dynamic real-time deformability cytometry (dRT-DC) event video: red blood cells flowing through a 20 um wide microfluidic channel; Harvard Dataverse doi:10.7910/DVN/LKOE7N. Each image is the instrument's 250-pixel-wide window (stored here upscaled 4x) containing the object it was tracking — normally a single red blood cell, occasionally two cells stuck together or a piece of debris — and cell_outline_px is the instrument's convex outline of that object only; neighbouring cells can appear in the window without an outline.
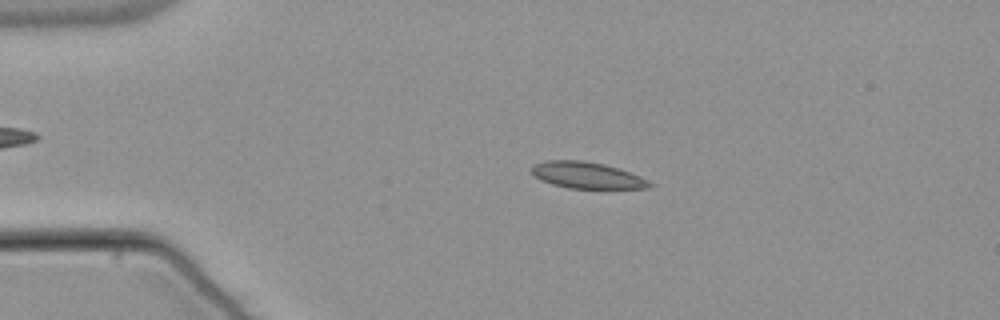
{"species": "common noctule bat (a hibernating species)", "species_latin": "Nyctalus noctula", "temperature_condition": "warm", "stored_images_in_passage": 53, "camera_frame_rate_fps": 3000, "um_per_image_px": 0.085, "animal": {"sex": "male", "body_mass_g": 21.5, "forearm_length_mm": 52.0}, "frame": {"image": 1, "passage_image": 11, "time_ms": 3.333, "image_size_px": [1000, 320], "cell_outline_px": [[656, 184], [648, 188], [568, 188], [552, 184], [540, 180], [528, 168], [532, 164], [544, 160], [584, 160], [604, 164], [640, 176]], "centroid_in_image_um": [49.84, 14.89], "position_along_channel_um": 35.2, "area_um2": 18.26}}
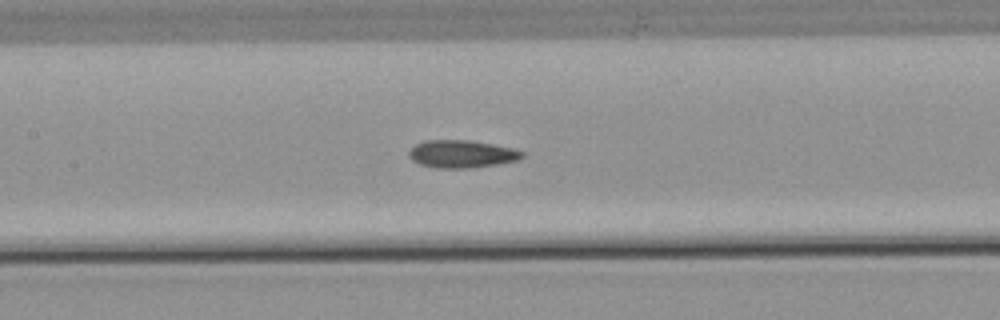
{"frame": {"image": 2, "passage_image": 25, "time_ms": 8.0, "image_size_px": [1000, 320], "cell_outline_px": [[524, 156], [516, 160], [496, 164], [468, 168], [436, 168], [420, 164], [412, 160], [408, 156], [408, 152], [416, 144], [424, 140], [468, 140], [492, 144], [512, 148], [524, 152]], "centroid_in_image_um": [39.21, 13.08], "position_along_channel_um": 168.2, "area_um2": 18.09}}
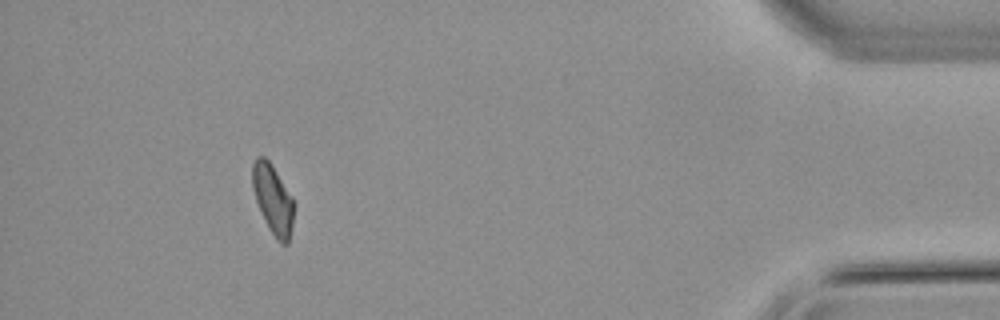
{"frame": {"image": 3, "passage_image": 49, "time_ms": 16.0, "image_size_px": [1000, 320], "cell_outline_px": [[292, 224], [288, 244], [280, 244], [276, 240], [268, 228], [256, 200], [252, 188], [252, 164], [256, 156], [264, 156], [268, 160], [292, 196]], "centroid_in_image_um": [23.17, 16.94], "position_along_channel_um": 412.0, "area_um2": 16.47}, "authors_computed_cell_mechanics": {"area_um2": 17.8024, "velocity_mm_per_s": 3.8068, "shape_relaxation_time_tau1_ms": null, "shape_relaxation_time_tau2_ms": 5.0228, "deformation_change_tau1": null, "deformation_change_tau2": 0.1193}}